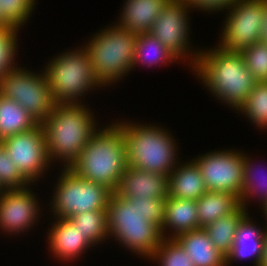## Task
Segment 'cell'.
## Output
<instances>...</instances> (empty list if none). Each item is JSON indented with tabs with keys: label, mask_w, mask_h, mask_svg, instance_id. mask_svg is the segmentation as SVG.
I'll return each instance as SVG.
<instances>
[{
	"label": "cell",
	"mask_w": 267,
	"mask_h": 266,
	"mask_svg": "<svg viewBox=\"0 0 267 266\" xmlns=\"http://www.w3.org/2000/svg\"><path fill=\"white\" fill-rule=\"evenodd\" d=\"M165 200L155 198L125 199L113 192L107 206L109 237L140 256L150 258L163 239Z\"/></svg>",
	"instance_id": "cell-1"
},
{
	"label": "cell",
	"mask_w": 267,
	"mask_h": 266,
	"mask_svg": "<svg viewBox=\"0 0 267 266\" xmlns=\"http://www.w3.org/2000/svg\"><path fill=\"white\" fill-rule=\"evenodd\" d=\"M201 51L193 71L218 100L238 110L257 84L240 52L221 49Z\"/></svg>",
	"instance_id": "cell-2"
},
{
	"label": "cell",
	"mask_w": 267,
	"mask_h": 266,
	"mask_svg": "<svg viewBox=\"0 0 267 266\" xmlns=\"http://www.w3.org/2000/svg\"><path fill=\"white\" fill-rule=\"evenodd\" d=\"M92 115L81 102L53 106L52 112L41 123L50 163L54 159L63 160L64 167H70L98 130Z\"/></svg>",
	"instance_id": "cell-3"
},
{
	"label": "cell",
	"mask_w": 267,
	"mask_h": 266,
	"mask_svg": "<svg viewBox=\"0 0 267 266\" xmlns=\"http://www.w3.org/2000/svg\"><path fill=\"white\" fill-rule=\"evenodd\" d=\"M128 166L123 130L116 124L98 129L69 169L115 192Z\"/></svg>",
	"instance_id": "cell-4"
},
{
	"label": "cell",
	"mask_w": 267,
	"mask_h": 266,
	"mask_svg": "<svg viewBox=\"0 0 267 266\" xmlns=\"http://www.w3.org/2000/svg\"><path fill=\"white\" fill-rule=\"evenodd\" d=\"M123 130L128 166L169 176L176 167V143L159 126L116 122ZM176 157V158H175Z\"/></svg>",
	"instance_id": "cell-5"
},
{
	"label": "cell",
	"mask_w": 267,
	"mask_h": 266,
	"mask_svg": "<svg viewBox=\"0 0 267 266\" xmlns=\"http://www.w3.org/2000/svg\"><path fill=\"white\" fill-rule=\"evenodd\" d=\"M86 43L94 77L102 86L115 83L133 69L138 33L117 24L104 28Z\"/></svg>",
	"instance_id": "cell-6"
},
{
	"label": "cell",
	"mask_w": 267,
	"mask_h": 266,
	"mask_svg": "<svg viewBox=\"0 0 267 266\" xmlns=\"http://www.w3.org/2000/svg\"><path fill=\"white\" fill-rule=\"evenodd\" d=\"M54 103L78 104L86 91L101 87L86 49L69 51L48 63L44 72ZM90 88V89H89Z\"/></svg>",
	"instance_id": "cell-7"
},
{
	"label": "cell",
	"mask_w": 267,
	"mask_h": 266,
	"mask_svg": "<svg viewBox=\"0 0 267 266\" xmlns=\"http://www.w3.org/2000/svg\"><path fill=\"white\" fill-rule=\"evenodd\" d=\"M54 188L52 212L55 218H70L88 211L107 210L113 193L108 187L86 180L64 167Z\"/></svg>",
	"instance_id": "cell-8"
},
{
	"label": "cell",
	"mask_w": 267,
	"mask_h": 266,
	"mask_svg": "<svg viewBox=\"0 0 267 266\" xmlns=\"http://www.w3.org/2000/svg\"><path fill=\"white\" fill-rule=\"evenodd\" d=\"M16 67L0 80V95L15 101L41 124L55 105L45 74Z\"/></svg>",
	"instance_id": "cell-9"
},
{
	"label": "cell",
	"mask_w": 267,
	"mask_h": 266,
	"mask_svg": "<svg viewBox=\"0 0 267 266\" xmlns=\"http://www.w3.org/2000/svg\"><path fill=\"white\" fill-rule=\"evenodd\" d=\"M264 13L265 0H237L228 10L219 47L241 52L259 42Z\"/></svg>",
	"instance_id": "cell-10"
},
{
	"label": "cell",
	"mask_w": 267,
	"mask_h": 266,
	"mask_svg": "<svg viewBox=\"0 0 267 266\" xmlns=\"http://www.w3.org/2000/svg\"><path fill=\"white\" fill-rule=\"evenodd\" d=\"M200 169L207 191L228 192L240 197L243 185L244 155L218 150L193 160Z\"/></svg>",
	"instance_id": "cell-11"
},
{
	"label": "cell",
	"mask_w": 267,
	"mask_h": 266,
	"mask_svg": "<svg viewBox=\"0 0 267 266\" xmlns=\"http://www.w3.org/2000/svg\"><path fill=\"white\" fill-rule=\"evenodd\" d=\"M8 157L22 176L33 183L48 169L50 161L46 151L44 131L41 124L29 131L18 133L0 141Z\"/></svg>",
	"instance_id": "cell-12"
},
{
	"label": "cell",
	"mask_w": 267,
	"mask_h": 266,
	"mask_svg": "<svg viewBox=\"0 0 267 266\" xmlns=\"http://www.w3.org/2000/svg\"><path fill=\"white\" fill-rule=\"evenodd\" d=\"M188 9L189 7L182 0H170L157 16L149 33L156 37L179 60L191 53L190 64H192L191 67H194L201 50L193 54L189 50Z\"/></svg>",
	"instance_id": "cell-13"
},
{
	"label": "cell",
	"mask_w": 267,
	"mask_h": 266,
	"mask_svg": "<svg viewBox=\"0 0 267 266\" xmlns=\"http://www.w3.org/2000/svg\"><path fill=\"white\" fill-rule=\"evenodd\" d=\"M28 189L25 187L0 192V228L4 232H24L37 221L40 208L37 198Z\"/></svg>",
	"instance_id": "cell-14"
},
{
	"label": "cell",
	"mask_w": 267,
	"mask_h": 266,
	"mask_svg": "<svg viewBox=\"0 0 267 266\" xmlns=\"http://www.w3.org/2000/svg\"><path fill=\"white\" fill-rule=\"evenodd\" d=\"M168 186V176L166 175L127 166L115 192L125 199H166Z\"/></svg>",
	"instance_id": "cell-15"
},
{
	"label": "cell",
	"mask_w": 267,
	"mask_h": 266,
	"mask_svg": "<svg viewBox=\"0 0 267 266\" xmlns=\"http://www.w3.org/2000/svg\"><path fill=\"white\" fill-rule=\"evenodd\" d=\"M56 219L48 233L50 251L55 257L65 261L73 260L94 246L78 229H75V225L68 218Z\"/></svg>",
	"instance_id": "cell-16"
},
{
	"label": "cell",
	"mask_w": 267,
	"mask_h": 266,
	"mask_svg": "<svg viewBox=\"0 0 267 266\" xmlns=\"http://www.w3.org/2000/svg\"><path fill=\"white\" fill-rule=\"evenodd\" d=\"M248 213L238 224L231 252L226 256V266L237 259L254 257V263L259 266L263 254L264 234L266 229L256 227Z\"/></svg>",
	"instance_id": "cell-17"
},
{
	"label": "cell",
	"mask_w": 267,
	"mask_h": 266,
	"mask_svg": "<svg viewBox=\"0 0 267 266\" xmlns=\"http://www.w3.org/2000/svg\"><path fill=\"white\" fill-rule=\"evenodd\" d=\"M175 240L194 266H226V257L218 251L204 228L182 233Z\"/></svg>",
	"instance_id": "cell-18"
},
{
	"label": "cell",
	"mask_w": 267,
	"mask_h": 266,
	"mask_svg": "<svg viewBox=\"0 0 267 266\" xmlns=\"http://www.w3.org/2000/svg\"><path fill=\"white\" fill-rule=\"evenodd\" d=\"M170 0H126L118 26L134 33L150 32L157 16Z\"/></svg>",
	"instance_id": "cell-19"
},
{
	"label": "cell",
	"mask_w": 267,
	"mask_h": 266,
	"mask_svg": "<svg viewBox=\"0 0 267 266\" xmlns=\"http://www.w3.org/2000/svg\"><path fill=\"white\" fill-rule=\"evenodd\" d=\"M164 222L160 229L163 238L170 227L173 232L167 239H175L178 235L199 228L198 211L195 200L167 197L165 200ZM165 235V236H164Z\"/></svg>",
	"instance_id": "cell-20"
},
{
	"label": "cell",
	"mask_w": 267,
	"mask_h": 266,
	"mask_svg": "<svg viewBox=\"0 0 267 266\" xmlns=\"http://www.w3.org/2000/svg\"><path fill=\"white\" fill-rule=\"evenodd\" d=\"M185 164L170 172L168 196L197 201L207 191L203 176L194 161Z\"/></svg>",
	"instance_id": "cell-21"
},
{
	"label": "cell",
	"mask_w": 267,
	"mask_h": 266,
	"mask_svg": "<svg viewBox=\"0 0 267 266\" xmlns=\"http://www.w3.org/2000/svg\"><path fill=\"white\" fill-rule=\"evenodd\" d=\"M196 204L199 228H205L220 217L236 213L242 207L239 196L216 191H206Z\"/></svg>",
	"instance_id": "cell-22"
},
{
	"label": "cell",
	"mask_w": 267,
	"mask_h": 266,
	"mask_svg": "<svg viewBox=\"0 0 267 266\" xmlns=\"http://www.w3.org/2000/svg\"><path fill=\"white\" fill-rule=\"evenodd\" d=\"M39 123L15 101L0 95V141L29 131Z\"/></svg>",
	"instance_id": "cell-23"
},
{
	"label": "cell",
	"mask_w": 267,
	"mask_h": 266,
	"mask_svg": "<svg viewBox=\"0 0 267 266\" xmlns=\"http://www.w3.org/2000/svg\"><path fill=\"white\" fill-rule=\"evenodd\" d=\"M246 214L247 210L241 207L236 213L220 217L204 228L223 256L226 257L231 252L238 224Z\"/></svg>",
	"instance_id": "cell-24"
},
{
	"label": "cell",
	"mask_w": 267,
	"mask_h": 266,
	"mask_svg": "<svg viewBox=\"0 0 267 266\" xmlns=\"http://www.w3.org/2000/svg\"><path fill=\"white\" fill-rule=\"evenodd\" d=\"M172 60L173 62H176L178 58L156 37L149 32L138 34L135 45L133 68L138 63L148 64L147 66L149 67V65H155L157 63H162L164 65V63L172 62Z\"/></svg>",
	"instance_id": "cell-25"
},
{
	"label": "cell",
	"mask_w": 267,
	"mask_h": 266,
	"mask_svg": "<svg viewBox=\"0 0 267 266\" xmlns=\"http://www.w3.org/2000/svg\"><path fill=\"white\" fill-rule=\"evenodd\" d=\"M68 219L94 245L109 237L107 210L88 211Z\"/></svg>",
	"instance_id": "cell-26"
},
{
	"label": "cell",
	"mask_w": 267,
	"mask_h": 266,
	"mask_svg": "<svg viewBox=\"0 0 267 266\" xmlns=\"http://www.w3.org/2000/svg\"><path fill=\"white\" fill-rule=\"evenodd\" d=\"M237 111L245 113L250 122L259 128H267V81H257Z\"/></svg>",
	"instance_id": "cell-27"
},
{
	"label": "cell",
	"mask_w": 267,
	"mask_h": 266,
	"mask_svg": "<svg viewBox=\"0 0 267 266\" xmlns=\"http://www.w3.org/2000/svg\"><path fill=\"white\" fill-rule=\"evenodd\" d=\"M254 170L255 168H254V164L252 165L251 163V158H248L247 155L244 156L241 205L245 209H247L246 204H248V202L246 203V201L247 200L249 201L251 197L254 199V197L258 195L260 197L259 200L262 201L261 202V204H263L262 207H264L267 204V179H263L262 181V178L259 177L261 179L260 181V179L255 175L256 172Z\"/></svg>",
	"instance_id": "cell-28"
},
{
	"label": "cell",
	"mask_w": 267,
	"mask_h": 266,
	"mask_svg": "<svg viewBox=\"0 0 267 266\" xmlns=\"http://www.w3.org/2000/svg\"><path fill=\"white\" fill-rule=\"evenodd\" d=\"M150 259L152 261L158 260L160 266H194L187 253L175 239L163 238Z\"/></svg>",
	"instance_id": "cell-29"
},
{
	"label": "cell",
	"mask_w": 267,
	"mask_h": 266,
	"mask_svg": "<svg viewBox=\"0 0 267 266\" xmlns=\"http://www.w3.org/2000/svg\"><path fill=\"white\" fill-rule=\"evenodd\" d=\"M18 31L19 28L14 26L0 28V80L6 73L17 67L14 56L17 53Z\"/></svg>",
	"instance_id": "cell-30"
},
{
	"label": "cell",
	"mask_w": 267,
	"mask_h": 266,
	"mask_svg": "<svg viewBox=\"0 0 267 266\" xmlns=\"http://www.w3.org/2000/svg\"><path fill=\"white\" fill-rule=\"evenodd\" d=\"M36 0H0L2 20L8 26L21 28L34 9Z\"/></svg>",
	"instance_id": "cell-31"
},
{
	"label": "cell",
	"mask_w": 267,
	"mask_h": 266,
	"mask_svg": "<svg viewBox=\"0 0 267 266\" xmlns=\"http://www.w3.org/2000/svg\"><path fill=\"white\" fill-rule=\"evenodd\" d=\"M240 53L256 80L267 81V43L259 41Z\"/></svg>",
	"instance_id": "cell-32"
},
{
	"label": "cell",
	"mask_w": 267,
	"mask_h": 266,
	"mask_svg": "<svg viewBox=\"0 0 267 266\" xmlns=\"http://www.w3.org/2000/svg\"><path fill=\"white\" fill-rule=\"evenodd\" d=\"M29 184L8 157L5 148L0 144V189H20L29 186Z\"/></svg>",
	"instance_id": "cell-33"
},
{
	"label": "cell",
	"mask_w": 267,
	"mask_h": 266,
	"mask_svg": "<svg viewBox=\"0 0 267 266\" xmlns=\"http://www.w3.org/2000/svg\"><path fill=\"white\" fill-rule=\"evenodd\" d=\"M190 9L198 8L205 11L229 9L237 0H182Z\"/></svg>",
	"instance_id": "cell-34"
},
{
	"label": "cell",
	"mask_w": 267,
	"mask_h": 266,
	"mask_svg": "<svg viewBox=\"0 0 267 266\" xmlns=\"http://www.w3.org/2000/svg\"><path fill=\"white\" fill-rule=\"evenodd\" d=\"M260 42L267 43V0H265L264 21L261 30Z\"/></svg>",
	"instance_id": "cell-35"
},
{
	"label": "cell",
	"mask_w": 267,
	"mask_h": 266,
	"mask_svg": "<svg viewBox=\"0 0 267 266\" xmlns=\"http://www.w3.org/2000/svg\"><path fill=\"white\" fill-rule=\"evenodd\" d=\"M265 234H264V247H263V254H262V258H261V262L259 264V266H267V227Z\"/></svg>",
	"instance_id": "cell-36"
},
{
	"label": "cell",
	"mask_w": 267,
	"mask_h": 266,
	"mask_svg": "<svg viewBox=\"0 0 267 266\" xmlns=\"http://www.w3.org/2000/svg\"><path fill=\"white\" fill-rule=\"evenodd\" d=\"M8 25L2 20V13L0 11V28L1 27H7Z\"/></svg>",
	"instance_id": "cell-37"
},
{
	"label": "cell",
	"mask_w": 267,
	"mask_h": 266,
	"mask_svg": "<svg viewBox=\"0 0 267 266\" xmlns=\"http://www.w3.org/2000/svg\"><path fill=\"white\" fill-rule=\"evenodd\" d=\"M262 211H264V215H265V217H266V221H267V204L264 206V207H262ZM265 227H267V226H265Z\"/></svg>",
	"instance_id": "cell-38"
}]
</instances>
